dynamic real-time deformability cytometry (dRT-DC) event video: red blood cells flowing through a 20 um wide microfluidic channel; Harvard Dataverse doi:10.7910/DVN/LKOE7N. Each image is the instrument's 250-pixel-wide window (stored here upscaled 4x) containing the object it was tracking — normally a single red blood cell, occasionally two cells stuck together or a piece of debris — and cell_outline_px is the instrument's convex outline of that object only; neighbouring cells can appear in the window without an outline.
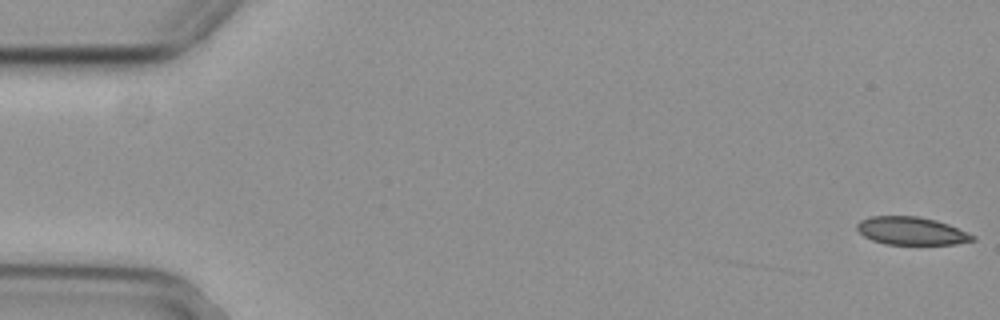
{"species": "common noctule bat (a hibernating species)", "species_latin": "Nyctalus noctula", "temperature_condition": "cold", "stored_images_in_passage": 9, "camera_frame_rate_fps": 3000, "um_per_image_px": 0.085, "animal": {"sex": "female", "body_mass_g": 29.2, "forearm_length_mm": 56.3}, "frame": {"image": 1, "passage_image": 1, "time_ms": 0.0, "image_size_px": [1000, 320], "cell_outline_px": [[976, 240], [956, 244], [884, 244], [872, 240], [864, 236], [856, 228], [856, 224], [860, 220], [868, 216], [920, 216], [936, 220], [948, 224], [976, 236]], "centroid_in_image_um": [77.46, 19.62], "position_along_channel_um": 7.5, "area_um2": 18.9}}